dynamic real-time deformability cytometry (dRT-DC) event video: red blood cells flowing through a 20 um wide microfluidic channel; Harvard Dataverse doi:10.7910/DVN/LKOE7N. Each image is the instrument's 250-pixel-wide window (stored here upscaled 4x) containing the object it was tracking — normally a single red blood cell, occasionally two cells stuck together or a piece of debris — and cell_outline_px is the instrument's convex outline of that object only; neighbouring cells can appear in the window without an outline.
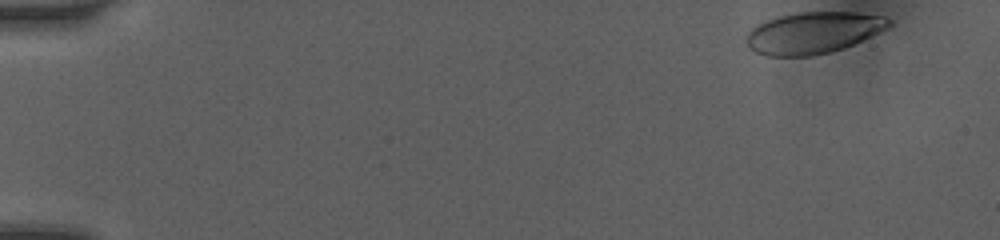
{"species": "human", "species_latin": "Homo sapiens", "temperature_condition": "room temperature", "stored_images_in_passage": 42, "camera_frame_rate_fps": 3000, "um_per_image_px": 0.085, "donor": {"sex": "female"}, "frame": {"image": 1, "passage_image": 1, "time_ms": 0.0, "image_size_px": [1000, 240], "cell_outline_px": [[892, 24], [888, 28], [844, 48], [828, 52], [808, 56], [768, 56], [756, 52], [748, 48], [744, 40], [744, 36], [756, 24], [764, 20], [776, 16], [796, 12], [856, 12], [884, 16], [892, 20]], "centroid_in_image_um": [69.07, 2.77], "position_along_channel_um": 15.9, "area_um2": 34.91}}
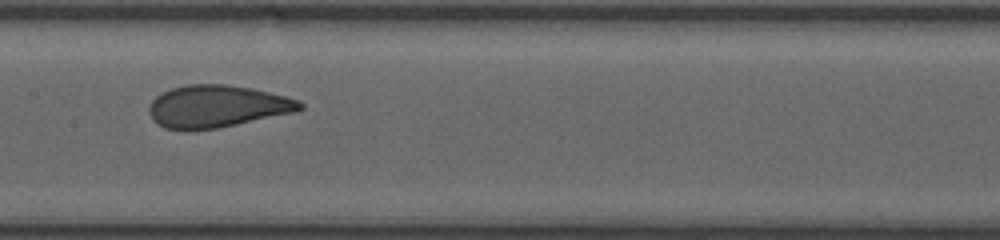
{"frame": {"image": 2, "passage_image": 24, "time_ms": 7.667, "image_size_px": [1000, 240], "cell_outline_px": [[304, 108], [296, 112], [216, 128], [164, 128], [156, 124], [152, 120], [148, 112], [148, 108], [152, 100], [156, 96], [172, 88], [188, 84], [228, 84], [252, 88], [300, 100], [304, 104]], "centroid_in_image_um": [18.46, 9.02], "position_along_channel_um": 188.9, "area_um2": 36.82}}
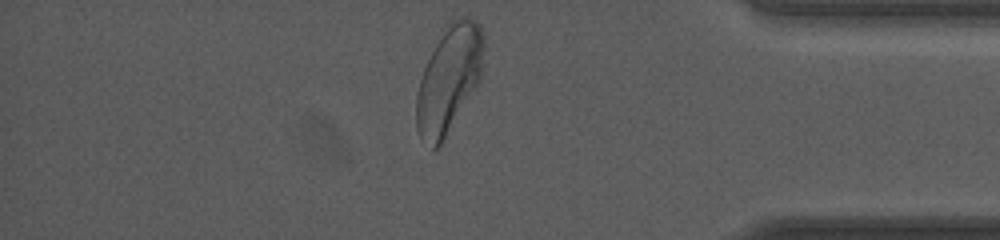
{"frame": {"image": 3, "passage_image": 41, "time_ms": 13.333, "image_size_px": [1000, 240], "cell_outline_px": [[484, 48], [480, 80], [440, 144], [432, 152], [420, 140], [416, 128], [416, 96], [420, 80], [424, 68], [444, 24], [460, 16], [468, 16], [476, 20], [480, 24], [484, 36]], "centroid_in_image_um": [38.14, 6.69], "position_along_channel_um": 397.1, "area_um2": 42.19}, "authors_computed_cell_mechanics": {"area_um2": 37.1365, "velocity_mm_per_s": 4.0864, "shape_relaxation_time_tau1_ms": 5.0867, "shape_relaxation_time_tau2_ms": null, "deformation_change_tau1": 0.189, "deformation_change_tau2": null}}